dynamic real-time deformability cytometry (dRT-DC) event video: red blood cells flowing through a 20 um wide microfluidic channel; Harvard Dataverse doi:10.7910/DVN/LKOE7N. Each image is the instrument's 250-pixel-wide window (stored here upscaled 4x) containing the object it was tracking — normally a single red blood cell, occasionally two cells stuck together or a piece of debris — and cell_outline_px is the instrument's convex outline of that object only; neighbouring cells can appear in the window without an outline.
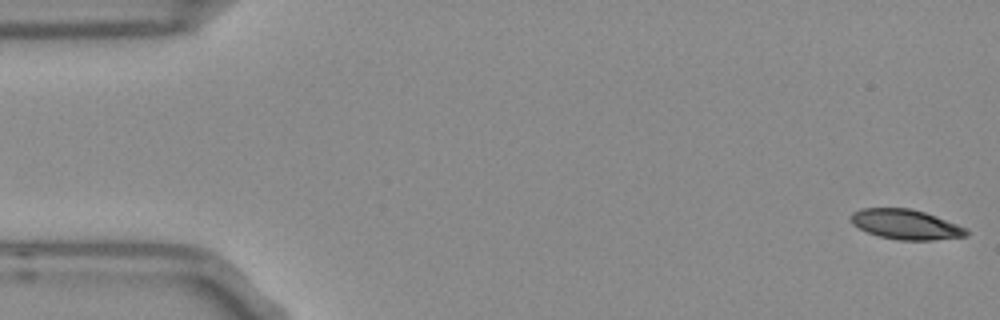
{"species": "Egyptian fruit bat (a non-hibernating species)", "species_latin": "Rousettus aegyptiacus", "temperature_condition": "room temperature", "stored_images_in_passage": 54, "camera_frame_rate_fps": 3000, "um_per_image_px": 0.085, "frame": {"image": 1, "passage_image": 1, "time_ms": 0.0, "image_size_px": [1000, 320], "cell_outline_px": [[968, 236], [932, 240], [900, 240], [880, 236], [868, 232], [852, 224], [848, 220], [848, 216], [852, 212], [864, 208], [912, 208], [936, 216], [968, 228]], "centroid_in_image_um": [76.98, 19.07], "position_along_channel_um": 8.0, "area_um2": 20.23}}
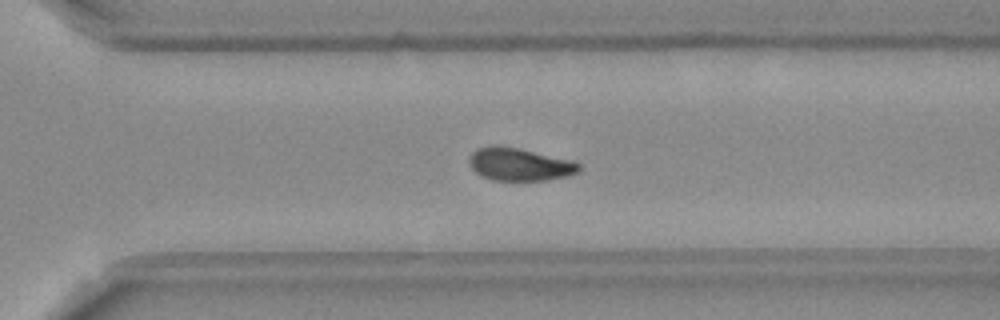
{"frame": {"image": 2, "passage_image": 37, "time_ms": 12.0, "image_size_px": [1000, 320], "cell_outline_px": [[580, 172], [568, 176], [548, 180], [492, 180], [480, 176], [468, 164], [468, 160], [472, 152], [480, 148], [516, 148], [572, 160], [580, 164]], "centroid_in_image_um": [44.2, 14.02], "position_along_channel_um": 326.4, "area_um2": 20.46}}
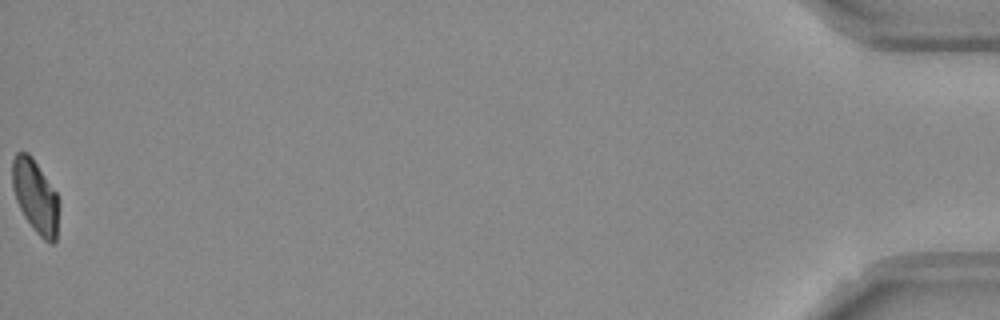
{"frame": {"image": 3, "passage_image": 54, "time_ms": 17.667, "image_size_px": [1000, 320], "cell_outline_px": [[60, 204], [56, 240], [52, 244], [44, 240], [36, 232], [24, 216], [16, 200], [12, 188], [12, 160], [16, 152], [28, 152], [56, 192]], "centroid_in_image_um": [3.02, 16.7], "position_along_channel_um": 432.2, "area_um2": 19.88}, "authors_computed_cell_mechanics": {"area_um2": 21.1259, "velocity_mm_per_s": 3.7416, "shape_relaxation_time_tau1_ms": 10.1427, "shape_relaxation_time_tau2_ms": 6.8477, "deformation_change_tau1": 0.1903, "deformation_change_tau2": 0.1184}}